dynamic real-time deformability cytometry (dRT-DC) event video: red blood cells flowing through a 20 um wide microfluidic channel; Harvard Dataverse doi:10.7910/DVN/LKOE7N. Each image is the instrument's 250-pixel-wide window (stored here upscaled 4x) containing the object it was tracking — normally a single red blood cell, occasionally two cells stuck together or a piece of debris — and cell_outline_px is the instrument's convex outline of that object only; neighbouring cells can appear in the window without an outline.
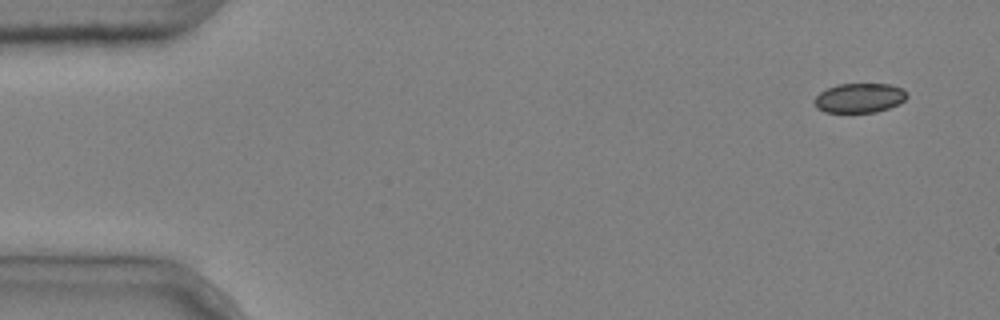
{"species": "common noctule bat (a hibernating species)", "species_latin": "Nyctalus noctula", "temperature_condition": "cold", "stored_images_in_passage": 5, "camera_frame_rate_fps": 3000, "um_per_image_px": 0.085, "animal": {"sex": "male", "body_mass_g": 20.4}, "frame": {"image": 1, "passage_image": 1, "time_ms": 0.0, "image_size_px": [1000, 320], "cell_outline_px": [[908, 96], [900, 104], [876, 112], [824, 112], [816, 108], [812, 100], [820, 92], [836, 84], [888, 84], [904, 88]], "centroid_in_image_um": [73.05, 8.32], "position_along_channel_um": 12.0, "area_um2": 16.07}}
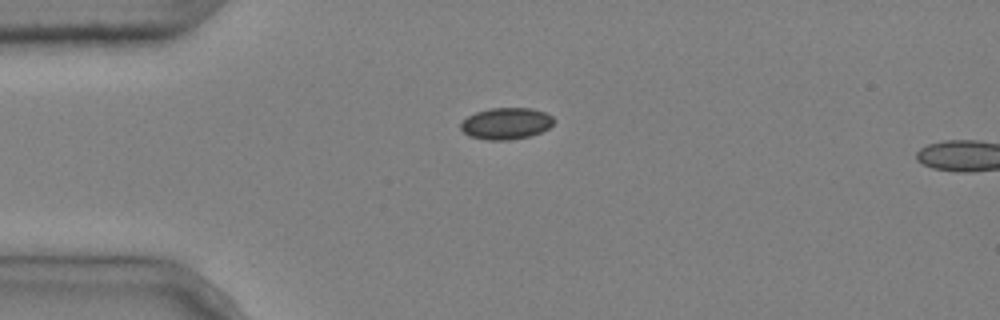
{"frame": {"image": 2, "passage_image": 4, "time_ms": 1.0, "image_size_px": [1000, 320], "cell_outline_px": [[556, 120], [548, 128], [540, 132], [528, 136], [508, 140], [484, 140], [468, 136], [460, 128], [460, 124], [468, 116], [476, 112], [492, 108], [532, 108], [544, 112], [552, 116]], "centroid_in_image_um": [43.01, 10.5], "position_along_channel_um": 42.0, "area_um2": 17.11}}